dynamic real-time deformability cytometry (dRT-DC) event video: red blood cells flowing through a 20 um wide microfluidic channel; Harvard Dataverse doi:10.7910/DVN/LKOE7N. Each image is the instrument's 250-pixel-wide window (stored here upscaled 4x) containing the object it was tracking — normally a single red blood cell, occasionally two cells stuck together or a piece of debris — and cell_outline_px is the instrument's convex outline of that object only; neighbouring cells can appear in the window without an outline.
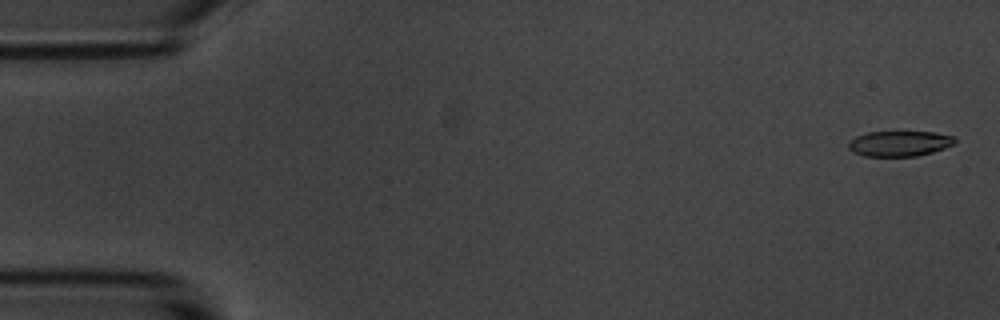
{"species": "common noctule bat (a hibernating species)", "species_latin": "Nyctalus noctula", "temperature_condition": "room temperature", "stored_images_in_passage": 11, "camera_frame_rate_fps": 3000, "um_per_image_px": 0.085, "animal": {"sex": "male", "body_mass_g": 20.1, "forearm_length_mm": 53.5}, "frame": {"image": 1, "passage_image": 1, "time_ms": 0.0, "image_size_px": [1000, 320], "cell_outline_px": [[956, 144], [932, 152], [916, 156], [864, 156], [852, 152], [848, 148], [848, 144], [856, 136], [868, 132], [936, 132], [952, 136], [956, 140]], "centroid_in_image_um": [76.46, 12.2], "position_along_channel_um": 8.5, "area_um2": 15.72}}
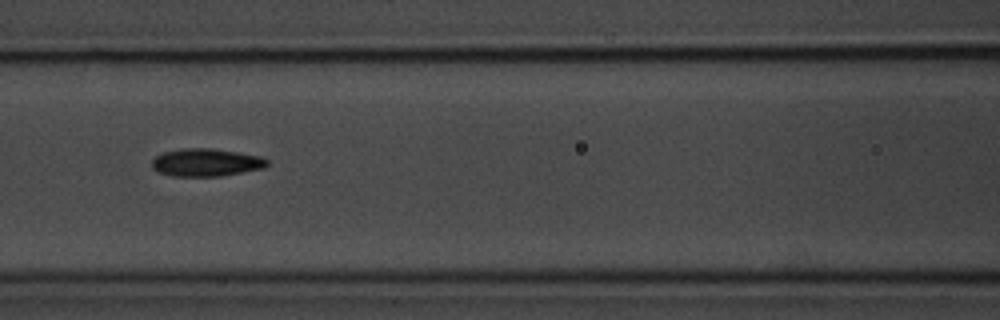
{"frame": {"image": 2, "passage_image": 7, "time_ms": 7.667, "image_size_px": [1000, 320], "cell_outline_px": [[268, 164], [264, 168], [220, 176], [172, 176], [160, 172], [152, 168], [152, 160], [156, 156], [164, 152], [180, 148], [208, 148], [236, 152], [260, 156], [268, 160]], "centroid_in_image_um": [17.5, 13.81], "position_along_channel_um": 149.1, "area_um2": 18.5}}
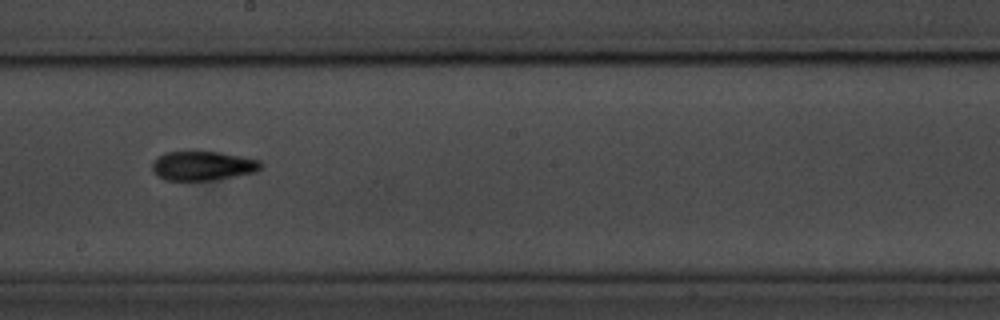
{"frame": {"image": 3, "passage_image": 9, "time_ms": 10.0, "image_size_px": [1000, 320], "cell_outline_px": [[264, 164], [256, 172], [236, 176], [212, 180], [164, 180], [156, 176], [152, 172], [152, 164], [160, 156], [168, 152], [220, 152], [260, 160]], "centroid_in_image_um": [17.25, 14.11], "position_along_channel_um": 230.9, "area_um2": 18.44}}